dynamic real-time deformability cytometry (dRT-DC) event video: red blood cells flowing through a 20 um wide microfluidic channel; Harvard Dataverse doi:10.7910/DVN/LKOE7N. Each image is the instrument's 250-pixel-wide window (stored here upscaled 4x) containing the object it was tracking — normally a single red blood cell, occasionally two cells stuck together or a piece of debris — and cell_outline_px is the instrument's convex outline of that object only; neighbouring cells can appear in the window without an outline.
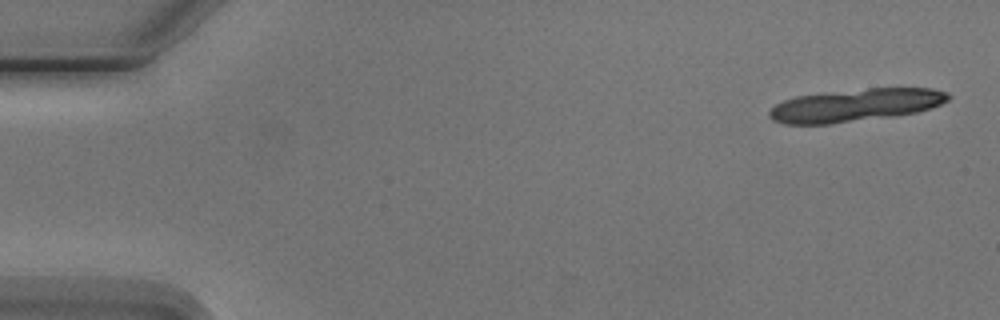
{"species": "Egyptian fruit bat (a non-hibernating species)", "species_latin": "Rousettus aegyptiacus", "temperature_condition": "cold", "stored_images_in_passage": 6, "segment_of_instrument_passage": [1, 2], "camera_frame_rate_fps": 3000, "um_per_image_px": 0.085, "animal": {"sex": "male"}, "frame": {"image": 1, "passage_image": 1, "time_ms": 0.0, "image_size_px": [1000, 320], "cell_outline_px": [[952, 96], [948, 100], [940, 104], [916, 112], [892, 116], [828, 124], [784, 124], [772, 120], [768, 116], [768, 112], [776, 104], [784, 100], [796, 96], [868, 88], [932, 88], [948, 92]], "centroid_in_image_um": [72.71, 8.94], "position_along_channel_um": 12.3, "area_um2": 33.81}}